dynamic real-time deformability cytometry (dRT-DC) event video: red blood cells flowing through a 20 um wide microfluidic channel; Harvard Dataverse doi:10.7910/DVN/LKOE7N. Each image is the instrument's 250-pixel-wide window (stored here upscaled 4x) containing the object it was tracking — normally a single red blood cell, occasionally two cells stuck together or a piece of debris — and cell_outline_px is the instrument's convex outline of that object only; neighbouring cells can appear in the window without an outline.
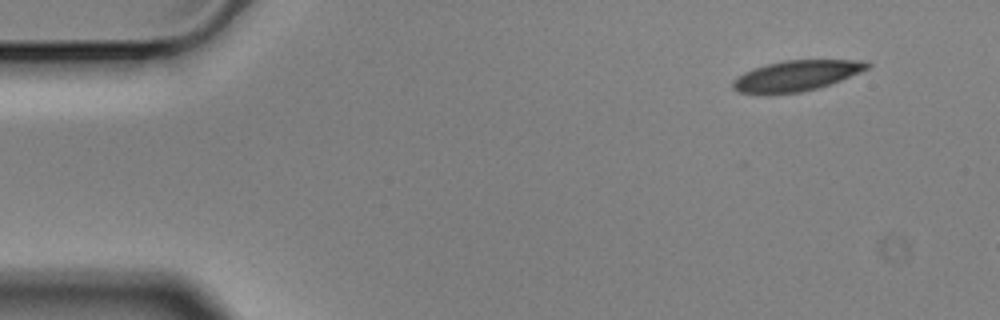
{"species": "Egyptian fruit bat (a non-hibernating species)", "species_latin": "Rousettus aegyptiacus", "temperature_condition": "cold", "stored_images_in_passage": 4, "camera_frame_rate_fps": 3000, "um_per_image_px": 0.085, "animal": {"sex": "male"}, "frame": {"image": 1, "passage_image": 1, "time_ms": 0.0, "image_size_px": [1000, 320], "cell_outline_px": [[872, 64], [868, 68], [860, 72], [840, 80], [816, 88], [800, 92], [768, 96], [740, 92], [732, 88], [732, 80], [744, 72], [752, 68], [784, 60], [868, 60]], "centroid_in_image_um": [67.64, 6.45], "position_along_channel_um": 17.4, "area_um2": 24.22}}
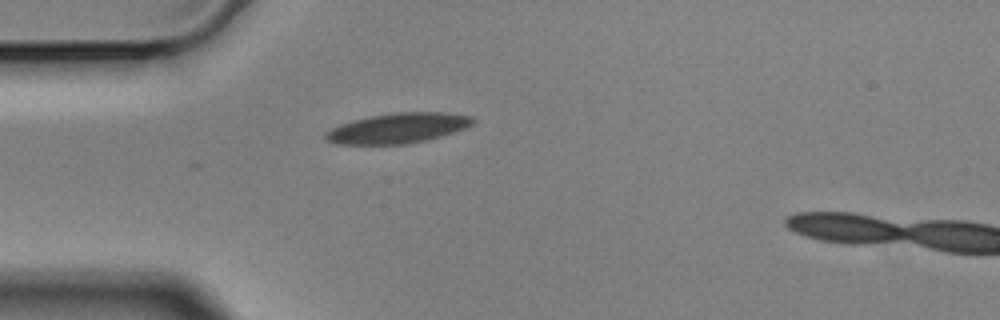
{"frame": {"image": 2, "passage_image": 3, "time_ms": 0.667, "image_size_px": [1000, 320], "cell_outline_px": [[476, 120], [472, 124], [464, 128], [428, 140], [404, 144], [336, 144], [328, 140], [324, 136], [324, 132], [340, 124], [352, 120], [392, 112], [444, 112], [472, 116]], "centroid_in_image_um": [33.81, 10.88], "position_along_channel_um": 51.2, "area_um2": 25.78}}